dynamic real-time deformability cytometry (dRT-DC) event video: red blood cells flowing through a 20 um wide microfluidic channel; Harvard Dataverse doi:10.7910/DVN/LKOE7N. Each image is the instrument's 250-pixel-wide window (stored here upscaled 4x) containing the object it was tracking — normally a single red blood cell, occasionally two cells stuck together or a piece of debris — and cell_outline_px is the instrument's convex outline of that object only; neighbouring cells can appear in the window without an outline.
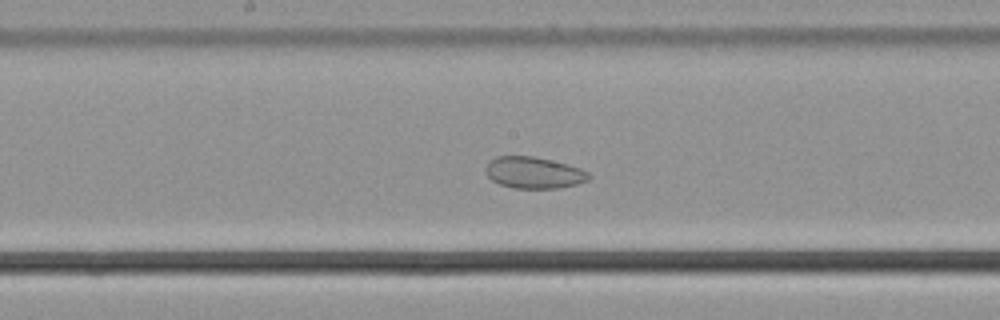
{"species": "common noctule bat (a hibernating species)", "species_latin": "Nyctalus noctula", "temperature_condition": "cold", "stored_images_in_passage": 55, "camera_frame_rate_fps": 3000, "um_per_image_px": 0.085, "animal": {"sex": "male", "body_mass_g": 21.5, "forearm_length_mm": 52.0}, "frame": {"image": 1, "passage_image": 29, "time_ms": 9.333, "image_size_px": [1000, 320], "cell_outline_px": [[592, 176], [588, 180], [576, 184], [556, 188], [512, 188], [500, 184], [492, 180], [488, 176], [484, 168], [496, 156], [532, 156], [568, 164], [580, 168], [588, 172]], "centroid_in_image_um": [45.38, 14.68], "position_along_channel_um": 202.8, "area_um2": 18.84}}
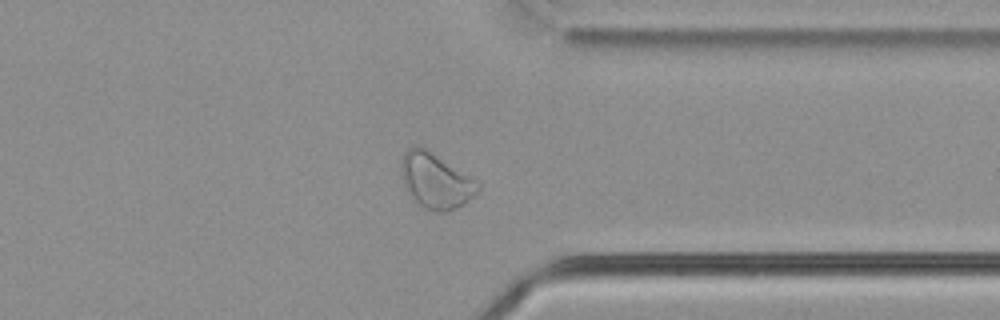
{"frame": {"image": 2, "passage_image": 43, "time_ms": 14.0, "image_size_px": [1000, 320], "cell_outline_px": [[480, 188], [464, 204], [448, 212], [436, 212], [420, 208], [412, 200], [404, 184], [400, 172], [400, 160], [404, 152], [408, 148], [416, 144], [424, 148], [476, 180], [480, 184]], "centroid_in_image_um": [36.97, 15.39], "position_along_channel_um": 374.4, "area_um2": 24.8}}
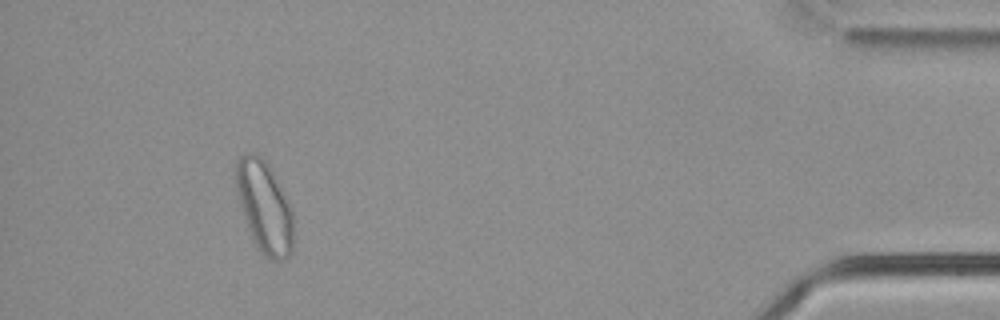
{"frame": {"image": 3, "passage_image": 51, "time_ms": 16.667, "image_size_px": [1000, 320], "cell_outline_px": [[292, 252], [288, 256], [280, 260], [272, 260], [264, 256], [260, 252], [252, 240], [236, 192], [236, 160], [240, 156], [248, 152], [252, 152], [260, 156], [268, 164], [276, 176], [292, 212]], "centroid_in_image_um": [22.45, 17.58], "position_along_channel_um": 412.7, "area_um2": 30.46}, "authors_computed_cell_mechanics": {"area_um2": 27.1082, "velocity_mm_per_s": 3.7211, "shape_relaxation_time_tau1_ms": null, "shape_relaxation_time_tau2_ms": 7.4007, "deformation_change_tau1": null, "deformation_change_tau2": 0.118}}